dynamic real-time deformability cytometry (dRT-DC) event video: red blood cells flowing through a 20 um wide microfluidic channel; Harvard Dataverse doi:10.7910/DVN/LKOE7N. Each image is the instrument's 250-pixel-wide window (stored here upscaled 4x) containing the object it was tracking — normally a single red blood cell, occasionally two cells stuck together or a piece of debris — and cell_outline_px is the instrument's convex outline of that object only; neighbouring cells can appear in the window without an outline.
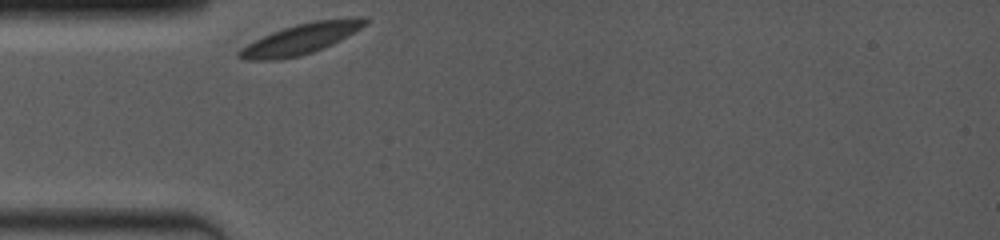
{"species": "common noctule bat (a hibernating species)", "species_latin": "Nyctalus noctula", "temperature_condition": "room temperature", "stored_images_in_passage": 1, "camera_frame_rate_fps": 4000, "um_per_image_px": 0.085, "animal": {"sex": "female", "body_mass_g": 19.0, "forearm_length_mm": 53.3}, "frame": {"image": 1, "passage_image": 1, "time_ms": 0.0, "image_size_px": [1000, 240], "cell_outline_px": [[368, 20], [360, 28], [340, 40], [324, 48], [300, 56], [280, 60], [244, 60], [236, 56], [236, 52], [240, 48], [272, 32], [296, 24], [312, 20], [352, 16], [364, 16]], "centroid_in_image_um": [25.57, 3.3], "position_along_channel_um": 59.4, "area_um2": 22.54}}